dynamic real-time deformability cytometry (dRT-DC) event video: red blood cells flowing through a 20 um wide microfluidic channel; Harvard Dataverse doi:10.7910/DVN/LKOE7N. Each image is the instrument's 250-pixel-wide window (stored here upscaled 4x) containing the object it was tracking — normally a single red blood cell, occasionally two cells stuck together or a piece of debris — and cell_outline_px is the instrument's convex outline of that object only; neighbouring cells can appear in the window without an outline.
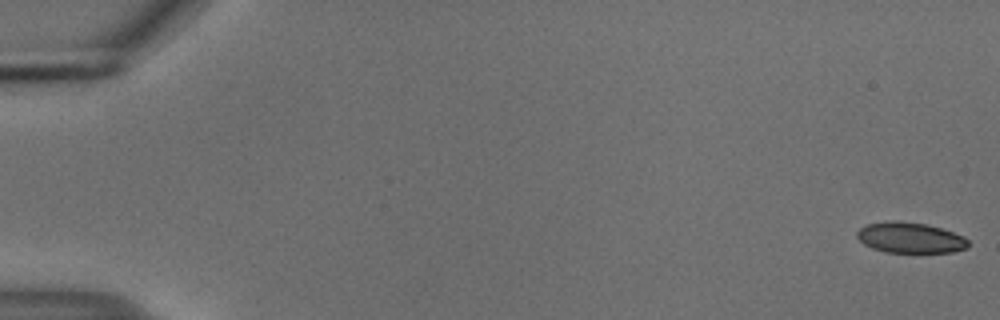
{"species": "common noctule bat (a hibernating species)", "species_latin": "Nyctalus noctula", "temperature_condition": "cold", "stored_images_in_passage": 55, "camera_frame_rate_fps": 3000, "um_per_image_px": 0.085, "animal": {"sex": "male", "body_mass_g": 18.8}, "frame": {"image": 1, "passage_image": 1, "time_ms": 0.0, "image_size_px": [1000, 320], "cell_outline_px": [[968, 248], [952, 252], [884, 252], [872, 248], [864, 244], [856, 236], [856, 232], [860, 228], [868, 224], [888, 220], [896, 220], [928, 224], [964, 236], [968, 240]], "centroid_in_image_um": [77.35, 20.2], "position_along_channel_um": 7.6, "area_um2": 19.94}}
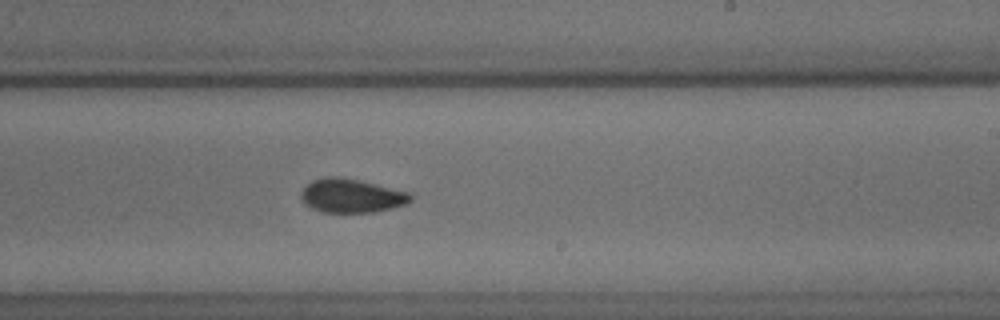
{"frame": {"image": 2, "passage_image": 34, "time_ms": 11.0, "image_size_px": [1000, 320], "cell_outline_px": [[412, 200], [408, 204], [376, 212], [320, 212], [304, 204], [300, 196], [300, 192], [312, 180], [324, 176], [340, 176], [360, 180], [412, 192]], "centroid_in_image_um": [29.9, 16.63], "position_along_channel_um": 259.1, "area_um2": 22.02}}
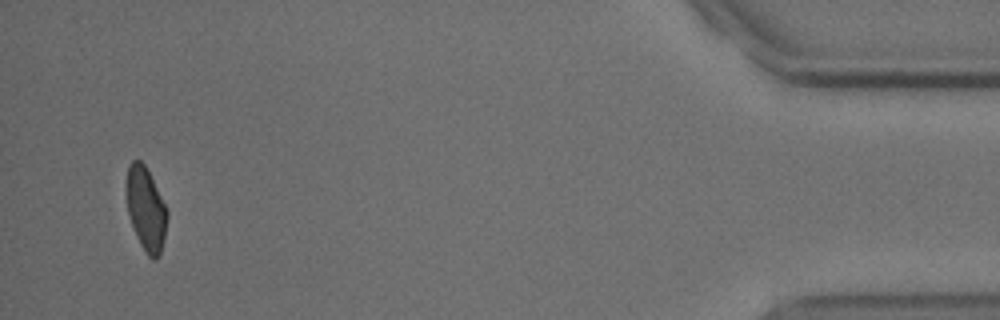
{"frame": {"image": 3, "passage_image": 53, "time_ms": 17.333, "image_size_px": [1000, 320], "cell_outline_px": [[168, 216], [164, 236], [160, 252], [156, 260], [152, 260], [148, 256], [140, 244], [132, 224], [128, 212], [128, 164], [132, 160], [140, 160], [144, 164], [168, 212]], "centroid_in_image_um": [12.42, 17.8], "position_along_channel_um": 422.8, "area_um2": 19.02}, "authors_computed_cell_mechanics": {"area_um2": 21.2126, "velocity_mm_per_s": 3.7417, "shape_relaxation_time_tau1_ms": 3.438, "shape_relaxation_time_tau2_ms": 3.0496, "deformation_change_tau1": 0.1057, "deformation_change_tau2": 0.0629}}